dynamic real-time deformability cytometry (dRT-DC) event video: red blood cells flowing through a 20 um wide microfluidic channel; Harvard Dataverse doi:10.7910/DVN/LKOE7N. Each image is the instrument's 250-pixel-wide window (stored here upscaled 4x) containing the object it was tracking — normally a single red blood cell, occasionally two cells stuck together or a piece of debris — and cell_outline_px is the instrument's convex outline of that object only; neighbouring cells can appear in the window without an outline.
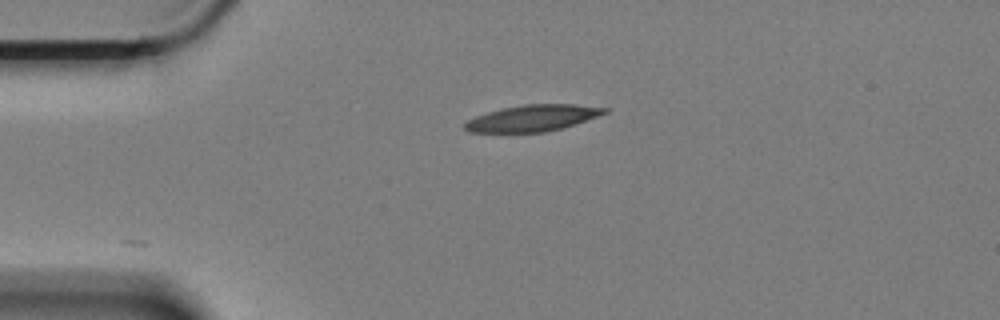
{"species": "Egyptian fruit bat (a non-hibernating species)", "species_latin": "Rousettus aegyptiacus", "temperature_condition": "cold", "stored_images_in_passage": 12, "camera_frame_rate_fps": 3000, "um_per_image_px": 0.085, "animal": {"sex": "female"}, "frame": {"image": 1, "passage_image": 1, "time_ms": 0.0, "image_size_px": [1000, 320], "cell_outline_px": [[608, 112], [560, 128], [544, 132], [468, 132], [464, 128], [464, 124], [468, 120], [476, 116], [488, 112], [504, 108], [524, 104], [572, 104], [608, 108]], "centroid_in_image_um": [45.23, 10.03], "position_along_channel_um": 39.8, "area_um2": 20.98}}
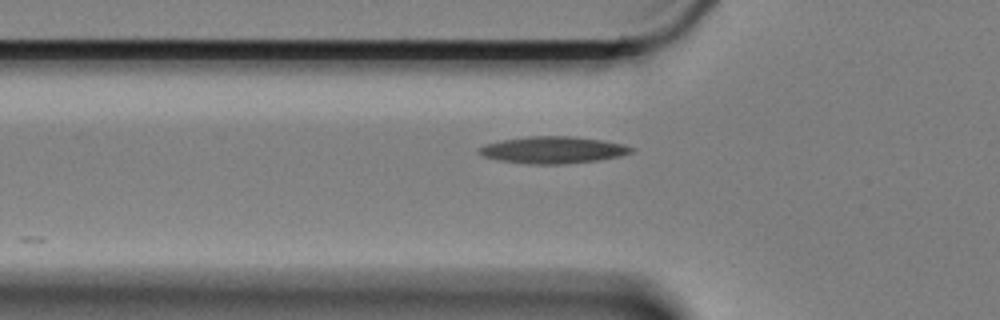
{"frame": {"image": 2, "passage_image": 7, "time_ms": 2.0, "image_size_px": [1000, 320], "cell_outline_px": [[636, 148], [632, 152], [620, 156], [600, 160], [564, 164], [532, 164], [504, 160], [484, 156], [480, 152], [480, 148], [488, 144], [504, 140], [528, 136], [572, 136], [600, 140], [624, 144]], "centroid_in_image_um": [47.12, 12.74], "position_along_channel_um": 78.7, "area_um2": 23.41}}
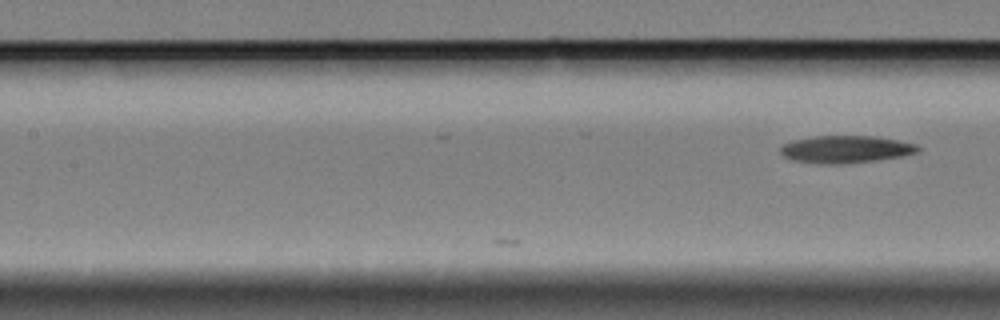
{"frame": {"image": 3, "passage_image": 12, "time_ms": 3.667, "image_size_px": [1000, 320], "cell_outline_px": [[920, 148], [916, 152], [900, 156], [876, 160], [844, 164], [820, 164], [792, 160], [784, 156], [780, 152], [780, 148], [784, 144], [792, 140], [812, 136], [872, 136], [896, 140], [916, 144]], "centroid_in_image_um": [71.83, 12.69], "position_along_channel_um": 135.6, "area_um2": 21.79}}